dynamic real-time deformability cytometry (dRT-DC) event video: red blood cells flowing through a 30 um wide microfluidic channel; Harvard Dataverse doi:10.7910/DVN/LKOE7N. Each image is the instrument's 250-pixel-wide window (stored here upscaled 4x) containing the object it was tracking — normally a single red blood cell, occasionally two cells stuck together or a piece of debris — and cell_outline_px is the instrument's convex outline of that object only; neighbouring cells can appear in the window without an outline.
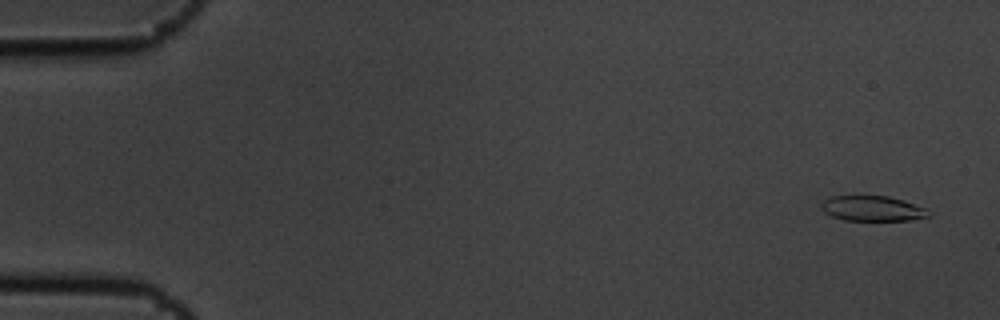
{"species": "common noctule bat (a hibernating species)", "species_latin": "Nyctalus noctula", "temperature_condition": "cold", "stored_images_in_passage": 4, "camera_frame_rate_fps": 3000, "um_per_image_px": 0.085, "animal": {"sex": "male", "body_mass_g": 19.5, "forearm_length_mm": 54.6}, "frame": {"image": 1, "passage_image": 1, "time_ms": 0.0, "image_size_px": [1000, 320], "cell_outline_px": [[932, 216], [912, 220], [844, 220], [832, 216], [824, 212], [820, 208], [820, 204], [824, 200], [832, 196], [888, 196], [904, 200], [924, 208], [932, 212]], "centroid_in_image_um": [74.18, 17.72], "position_along_channel_um": 10.8, "area_um2": 15.84}}
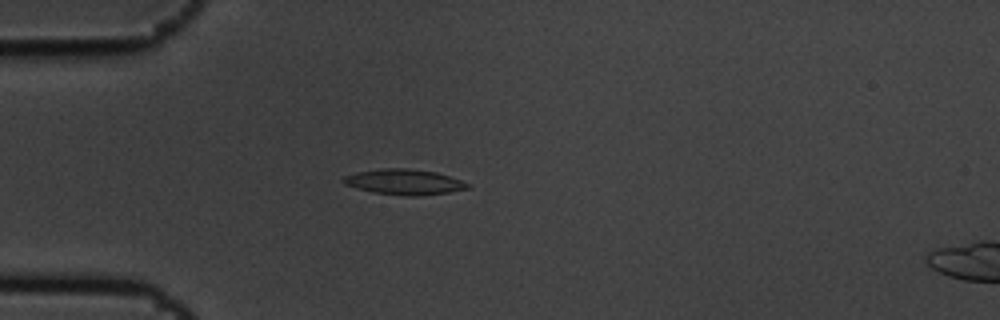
{"frame": {"image": 2, "passage_image": 4, "time_ms": 1.0, "image_size_px": [1000, 320], "cell_outline_px": [[472, 188], [448, 192], [416, 196], [408, 196], [372, 192], [344, 184], [340, 180], [344, 176], [356, 172], [384, 168], [408, 168], [436, 172], [460, 180], [468, 184]], "centroid_in_image_um": [34.33, 15.46], "position_along_channel_um": 50.7, "area_um2": 18.32}}